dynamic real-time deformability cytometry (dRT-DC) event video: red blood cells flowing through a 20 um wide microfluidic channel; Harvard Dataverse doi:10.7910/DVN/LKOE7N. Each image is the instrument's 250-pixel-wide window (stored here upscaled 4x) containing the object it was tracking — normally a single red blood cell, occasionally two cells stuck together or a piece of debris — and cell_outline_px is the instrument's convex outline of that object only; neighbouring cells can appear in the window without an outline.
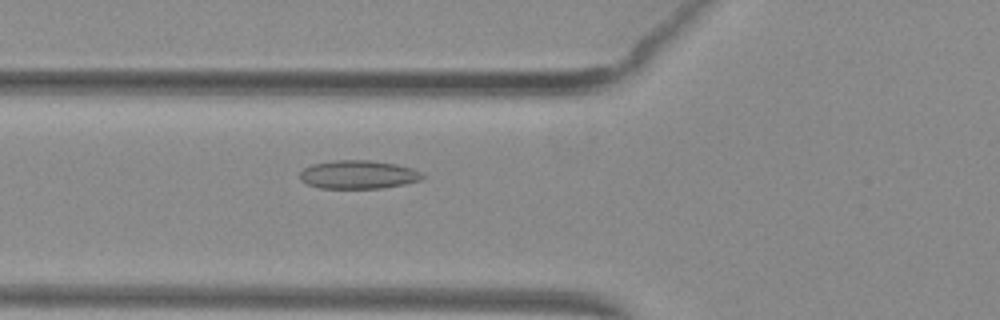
{"species": "common noctule bat (a hibernating species)", "species_latin": "Nyctalus noctula", "temperature_condition": "warm", "stored_images_in_passage": 33, "camera_frame_rate_fps": 3000, "um_per_image_px": 0.085, "animal": {"sex": "female", "body_mass_g": 29.2, "forearm_length_mm": 56.3}, "frame": {"image": 1, "passage_image": 3, "time_ms": 0.667, "image_size_px": [1000, 320], "cell_outline_px": [[424, 176], [420, 180], [404, 184], [380, 188], [320, 188], [308, 184], [300, 180], [300, 172], [304, 168], [312, 164], [336, 160], [368, 160], [396, 164], [412, 168], [420, 172]], "centroid_in_image_um": [30.43, 14.84], "position_along_channel_um": 95.4, "area_um2": 20.17}}
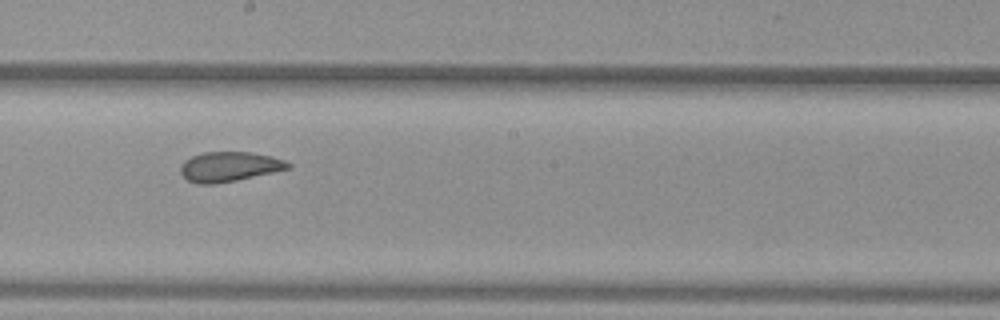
{"frame": {"image": 2, "passage_image": 13, "time_ms": 4.0, "image_size_px": [1000, 320], "cell_outline_px": [[292, 168], [236, 180], [216, 184], [196, 184], [188, 180], [180, 172], [180, 168], [184, 160], [192, 156], [204, 152], [252, 152], [272, 156], [284, 160], [292, 164]], "centroid_in_image_um": [19.5, 14.16], "position_along_channel_um": 228.7, "area_um2": 18.73}}
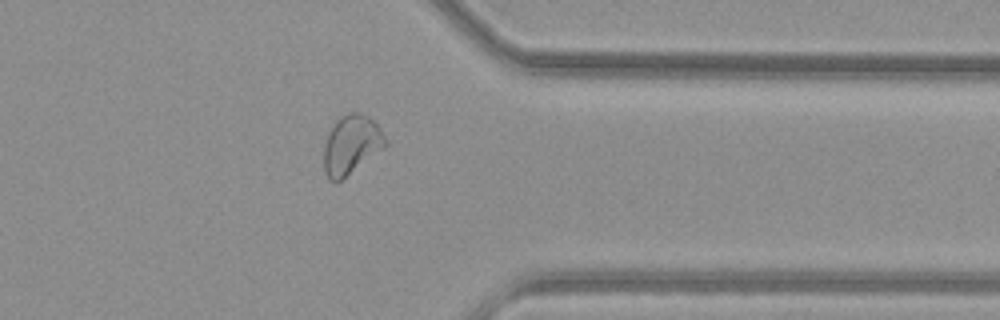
{"frame": {"image": 3, "passage_image": 25, "time_ms": 8.0, "image_size_px": [1000, 320], "cell_outline_px": [[388, 144], [384, 148], [336, 184], [328, 180], [324, 172], [324, 148], [332, 124], [340, 116], [348, 112], [360, 112], [368, 116], [376, 124], [388, 140]], "centroid_in_image_um": [29.85, 12.32], "position_along_channel_um": 381.5, "area_um2": 21.33}}